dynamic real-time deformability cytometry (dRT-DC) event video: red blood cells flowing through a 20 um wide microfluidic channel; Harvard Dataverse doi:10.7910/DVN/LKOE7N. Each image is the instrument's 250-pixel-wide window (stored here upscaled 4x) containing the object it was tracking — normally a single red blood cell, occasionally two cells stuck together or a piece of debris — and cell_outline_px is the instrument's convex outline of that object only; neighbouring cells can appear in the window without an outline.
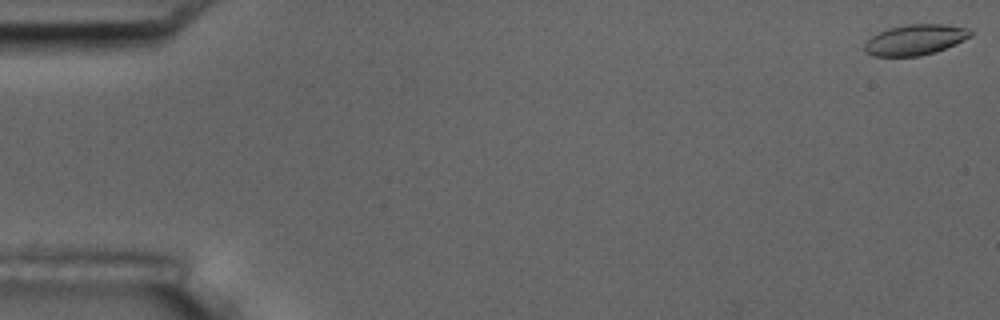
{"species": "common noctule bat (a hibernating species)", "species_latin": "Nyctalus noctula", "temperature_condition": "room temperature", "stored_images_in_passage": 6, "camera_frame_rate_fps": 3000, "um_per_image_px": 0.085, "animal": {"sex": "male", "body_mass_g": 17.5, "forearm_length_mm": 52.3}, "frame": {"image": 1, "passage_image": 1, "time_ms": 0.0, "image_size_px": [1000, 320], "cell_outline_px": [[972, 36], [956, 44], [936, 52], [920, 56], [872, 56], [864, 52], [864, 44], [872, 36], [888, 28], [908, 24], [944, 24], [968, 28], [972, 32]], "centroid_in_image_um": [77.8, 3.38], "position_along_channel_um": 7.2, "area_um2": 18.96}}
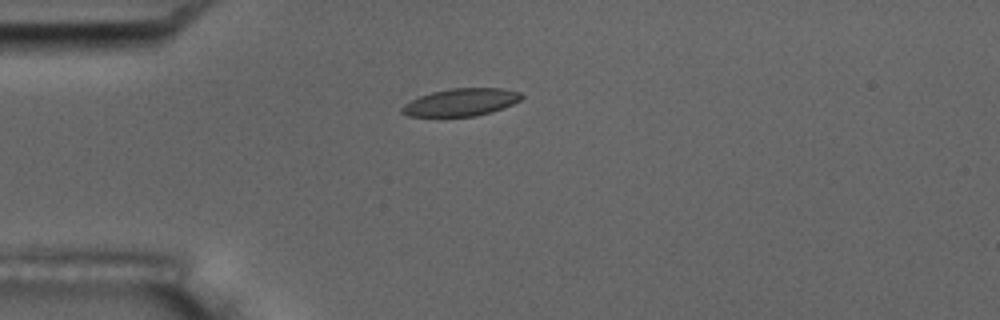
{"frame": {"image": 2, "passage_image": 5, "time_ms": 4.667, "image_size_px": [1000, 320], "cell_outline_px": [[524, 96], [520, 100], [512, 104], [492, 112], [476, 116], [408, 116], [400, 112], [400, 108], [404, 104], [420, 96], [432, 92], [452, 88], [500, 88], [520, 92]], "centroid_in_image_um": [39.18, 8.69], "position_along_channel_um": 45.8, "area_um2": 19.07}}
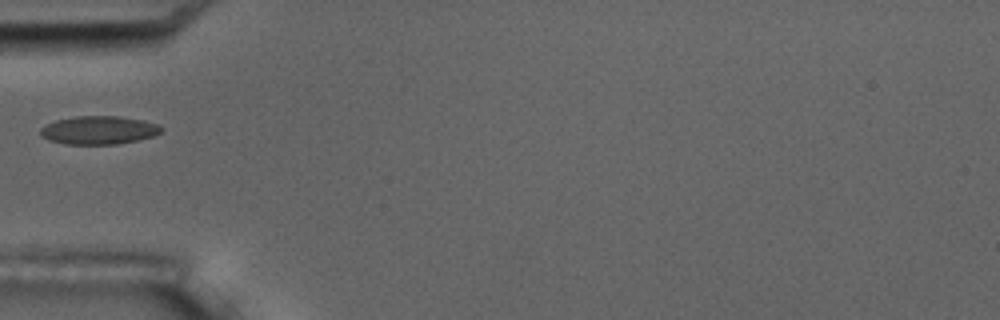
{"frame": {"image": 3, "passage_image": 6, "time_ms": 6.0, "image_size_px": [1000, 320], "cell_outline_px": [[164, 128], [156, 136], [116, 144], [64, 144], [48, 140], [40, 136], [40, 128], [56, 120], [76, 116], [120, 116], [144, 120], [156, 124]], "centroid_in_image_um": [8.4, 11.06], "position_along_channel_um": 76.6, "area_um2": 20.0}}